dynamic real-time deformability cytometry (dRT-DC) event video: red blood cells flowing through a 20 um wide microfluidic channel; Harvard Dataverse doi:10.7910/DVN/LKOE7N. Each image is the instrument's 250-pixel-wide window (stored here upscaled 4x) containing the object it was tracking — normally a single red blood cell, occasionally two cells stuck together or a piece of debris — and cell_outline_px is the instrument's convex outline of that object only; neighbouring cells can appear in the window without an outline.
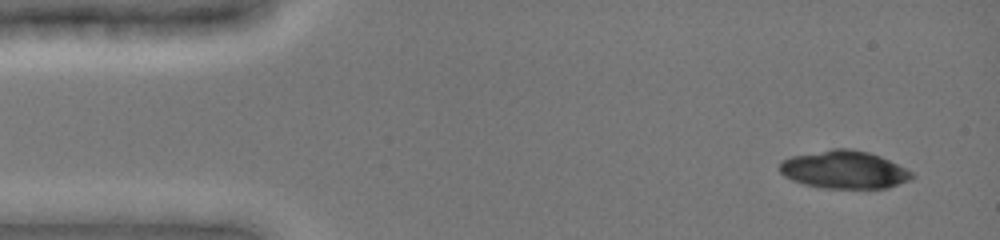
{"species": "common noctule bat (a hibernating species)", "species_latin": "Nyctalus noctula", "temperature_condition": "cold", "stored_images_in_passage": 36, "camera_frame_rate_fps": 3000, "um_per_image_px": 0.085, "animal": {"sex": "female", "body_mass_g": 19.0, "forearm_length_mm": 51.5}, "frame": {"image": 1, "passage_image": 3, "time_ms": 0.667, "image_size_px": [1000, 240], "cell_outline_px": [[912, 180], [888, 188], [820, 188], [804, 184], [792, 180], [784, 176], [780, 172], [780, 160], [792, 156], [832, 148], [848, 148], [868, 152], [880, 156], [912, 172]], "centroid_in_image_um": [71.73, 14.43], "position_along_channel_um": 13.3, "area_um2": 29.19}}